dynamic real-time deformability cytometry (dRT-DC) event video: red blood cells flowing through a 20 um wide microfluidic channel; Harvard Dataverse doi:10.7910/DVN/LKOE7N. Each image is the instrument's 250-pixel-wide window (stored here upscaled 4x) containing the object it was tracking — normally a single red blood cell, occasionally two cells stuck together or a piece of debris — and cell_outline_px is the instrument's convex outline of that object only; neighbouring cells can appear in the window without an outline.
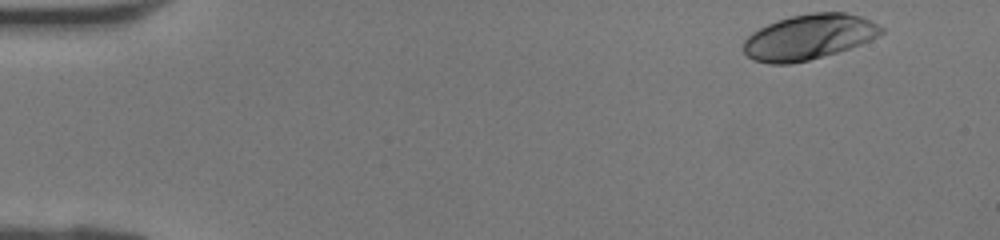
{"species": "human", "species_latin": "Homo sapiens", "temperature_condition": "room temperature", "stored_images_in_passage": 39, "camera_frame_rate_fps": 3000, "um_per_image_px": 0.085, "donor": {"sex": "female"}, "frame": {"image": 1, "passage_image": 1, "time_ms": 0.0, "image_size_px": [1000, 240], "cell_outline_px": [[884, 32], [860, 44], [836, 52], [808, 60], [792, 64], [768, 64], [752, 60], [744, 52], [744, 40], [752, 32], [776, 20], [792, 16], [812, 12], [844, 12], [860, 16], [880, 24], [884, 28]], "centroid_in_image_um": [68.74, 3.14], "position_along_channel_um": 16.3, "area_um2": 36.18}}
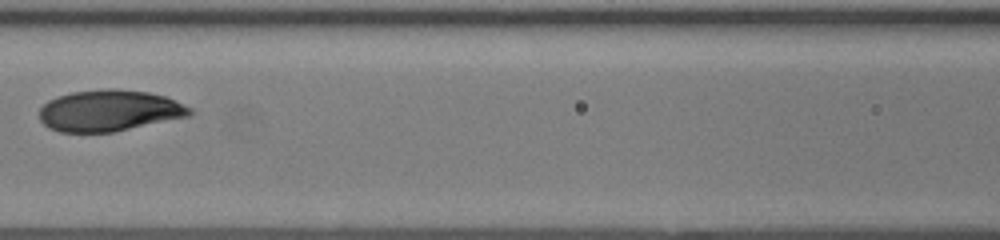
{"frame": {"image": 2, "passage_image": 17, "time_ms": 5.333, "image_size_px": [1000, 240], "cell_outline_px": [[192, 116], [112, 132], [60, 132], [48, 128], [40, 120], [40, 108], [48, 100], [56, 96], [72, 92], [104, 88], [116, 88], [148, 92], [164, 96], [192, 108]], "centroid_in_image_um": [9.28, 9.4], "position_along_channel_um": 157.3, "area_um2": 36.41}}
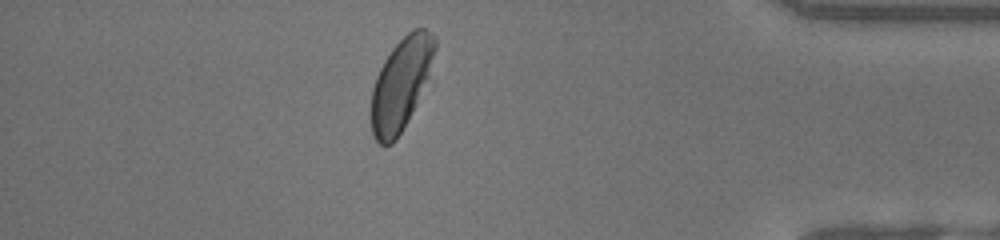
{"frame": {"image": 3, "passage_image": 34, "time_ms": 11.0, "image_size_px": [1000, 240], "cell_outline_px": [[436, 48], [428, 76], [396, 140], [392, 144], [380, 144], [372, 136], [372, 88], [376, 76], [384, 60], [392, 48], [412, 28], [424, 28], [432, 32], [436, 36]], "centroid_in_image_um": [34.07, 7.07], "position_along_channel_um": 401.1, "area_um2": 33.18}}